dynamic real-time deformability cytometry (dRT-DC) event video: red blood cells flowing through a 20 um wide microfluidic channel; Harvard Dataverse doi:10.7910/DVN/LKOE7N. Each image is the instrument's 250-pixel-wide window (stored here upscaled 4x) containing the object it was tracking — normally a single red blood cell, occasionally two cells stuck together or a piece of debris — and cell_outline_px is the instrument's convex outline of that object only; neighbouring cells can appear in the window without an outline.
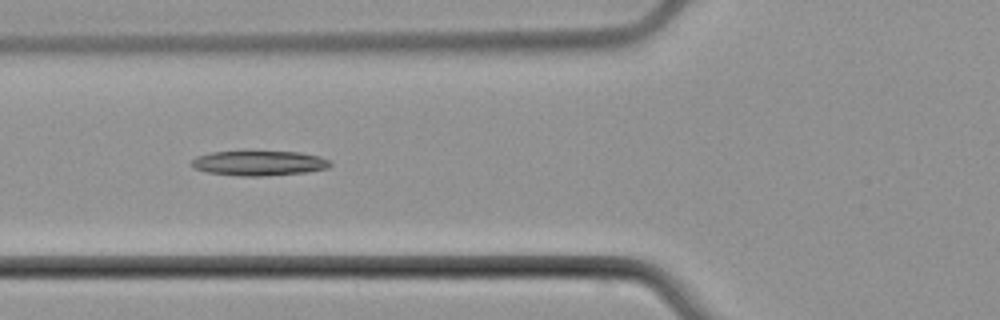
{"species": "common noctule bat (a hibernating species)", "species_latin": "Nyctalus noctula", "temperature_condition": "cold", "stored_images_in_passage": 7, "camera_frame_rate_fps": 3000, "um_per_image_px": 0.085, "animal": {"sex": "male", "body_mass_g": 21.5, "forearm_length_mm": 52.0}, "frame": {"image": 1, "passage_image": 6, "time_ms": 7.0, "image_size_px": [1000, 320], "cell_outline_px": [[332, 164], [328, 168], [308, 172], [264, 176], [240, 176], [208, 172], [196, 168], [192, 164], [192, 160], [196, 156], [212, 152], [300, 152], [320, 156], [328, 160]], "centroid_in_image_um": [22.06, 13.87], "position_along_channel_um": 103.7, "area_um2": 19.88}}
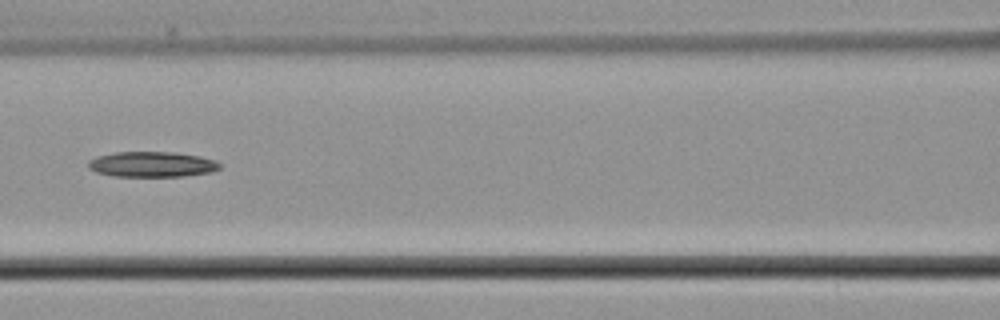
{"frame": {"image": 2, "passage_image": 7, "time_ms": 8.333, "image_size_px": [1000, 320], "cell_outline_px": [[220, 168], [212, 172], [180, 176], [112, 176], [96, 172], [88, 168], [88, 160], [96, 156], [116, 152], [176, 152], [200, 156], [216, 160], [220, 164]], "centroid_in_image_um": [12.9, 13.96], "position_along_channel_um": 153.7, "area_um2": 19.54}}